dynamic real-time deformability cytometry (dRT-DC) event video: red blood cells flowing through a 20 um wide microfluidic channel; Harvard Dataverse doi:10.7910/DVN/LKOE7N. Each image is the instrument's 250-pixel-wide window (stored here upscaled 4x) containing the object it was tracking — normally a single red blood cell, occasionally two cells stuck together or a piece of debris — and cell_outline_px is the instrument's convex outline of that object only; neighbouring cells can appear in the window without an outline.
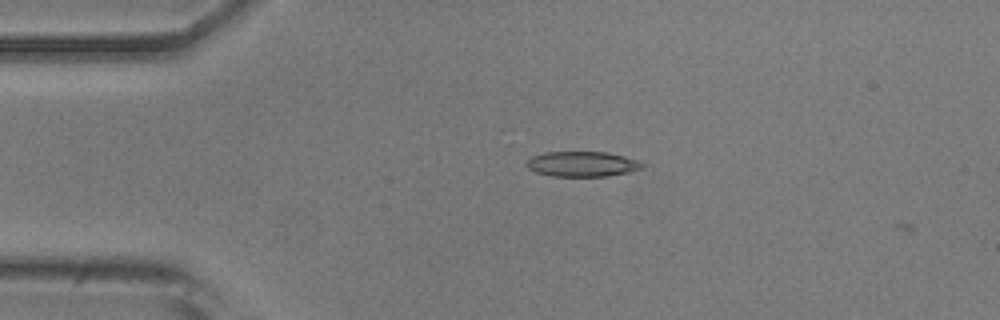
{"species": "common noctule bat (a hibernating species)", "species_latin": "Nyctalus noctula", "temperature_condition": "room temperature", "stored_images_in_passage": 2, "camera_frame_rate_fps": 3000, "um_per_image_px": 0.085, "animal": {"sex": "male", "body_mass_g": 20.5, "forearm_length_mm": 52.5}, "frame": {"image": 1, "passage_image": 1, "time_ms": 0.0, "image_size_px": [1000, 320], "cell_outline_px": [[644, 168], [628, 172], [608, 176], [552, 176], [536, 172], [528, 168], [524, 164], [532, 156], [544, 152], [608, 152], [624, 156], [636, 160], [644, 164]], "centroid_in_image_um": [49.48, 13.94], "position_along_channel_um": 35.5, "area_um2": 16.99}}